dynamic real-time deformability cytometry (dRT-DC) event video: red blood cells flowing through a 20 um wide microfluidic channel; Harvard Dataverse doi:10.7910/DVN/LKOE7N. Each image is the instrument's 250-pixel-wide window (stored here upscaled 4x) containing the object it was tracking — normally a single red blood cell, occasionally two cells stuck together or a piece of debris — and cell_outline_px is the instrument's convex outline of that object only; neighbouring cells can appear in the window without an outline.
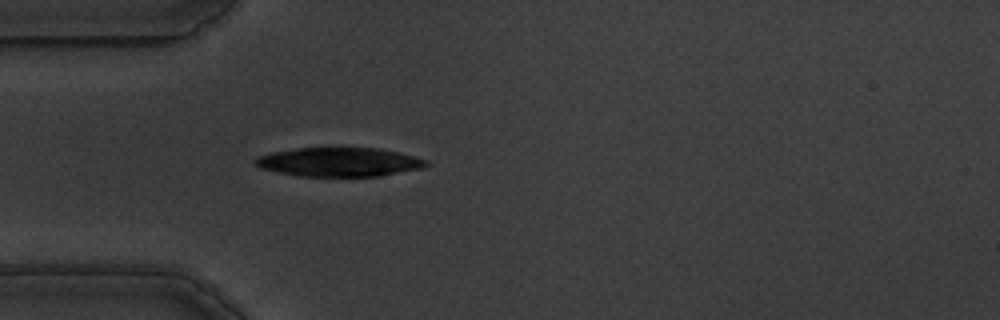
{"species": "common noctule bat (a hibernating species)", "species_latin": "Nyctalus noctula", "temperature_condition": "warm", "stored_images_in_passage": 6, "camera_frame_rate_fps": 3000, "um_per_image_px": 0.085, "animal": {"sex": "male", "body_mass_g": 19.5, "forearm_length_mm": 54.6}, "frame": {"image": 1, "passage_image": 2, "time_ms": 0.333, "image_size_px": [1000, 320], "cell_outline_px": [[432, 164], [424, 168], [380, 176], [300, 176], [276, 172], [260, 168], [252, 160], [256, 156], [272, 152], [296, 148], [380, 148], [428, 160]], "centroid_in_image_um": [28.83, 13.77], "position_along_channel_um": 56.2, "area_um2": 29.02}}
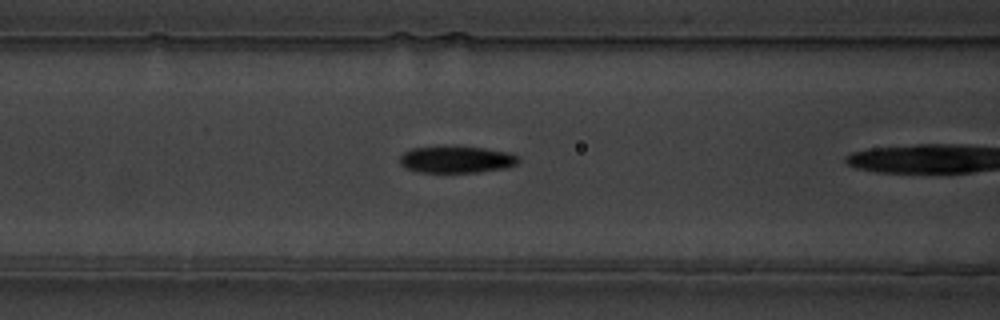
{"frame": {"image": 2, "passage_image": 5, "time_ms": 1.333, "image_size_px": [1000, 320], "cell_outline_px": [[520, 160], [516, 164], [504, 168], [476, 172], [420, 172], [408, 168], [400, 164], [400, 156], [404, 152], [412, 148], [456, 144], [484, 148], [508, 152], [516, 156]], "centroid_in_image_um": [38.78, 13.52], "position_along_channel_um": 127.8, "area_um2": 18.84}}